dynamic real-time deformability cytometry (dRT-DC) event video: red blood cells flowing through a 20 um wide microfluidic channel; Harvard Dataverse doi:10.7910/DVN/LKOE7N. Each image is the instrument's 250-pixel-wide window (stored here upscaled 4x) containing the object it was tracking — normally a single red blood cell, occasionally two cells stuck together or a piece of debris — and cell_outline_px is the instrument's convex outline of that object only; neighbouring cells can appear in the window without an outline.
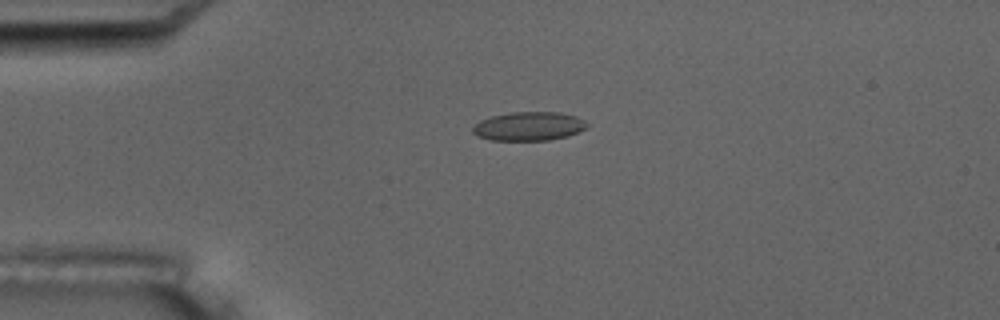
{"species": "common noctule bat (a hibernating species)", "species_latin": "Nyctalus noctula", "temperature_condition": "room temperature", "stored_images_in_passage": 4, "camera_frame_rate_fps": 3000, "um_per_image_px": 0.085, "animal": {"sex": "male", "body_mass_g": 17.5, "forearm_length_mm": 52.3}, "frame": {"image": 1, "passage_image": 2, "time_ms": 20.0, "image_size_px": [1000, 320], "cell_outline_px": [[588, 124], [580, 132], [568, 136], [548, 140], [492, 140], [476, 136], [472, 132], [472, 128], [480, 120], [492, 116], [512, 112], [556, 112], [576, 116], [584, 120]], "centroid_in_image_um": [44.94, 10.73], "position_along_channel_um": 40.1, "area_um2": 19.13}}